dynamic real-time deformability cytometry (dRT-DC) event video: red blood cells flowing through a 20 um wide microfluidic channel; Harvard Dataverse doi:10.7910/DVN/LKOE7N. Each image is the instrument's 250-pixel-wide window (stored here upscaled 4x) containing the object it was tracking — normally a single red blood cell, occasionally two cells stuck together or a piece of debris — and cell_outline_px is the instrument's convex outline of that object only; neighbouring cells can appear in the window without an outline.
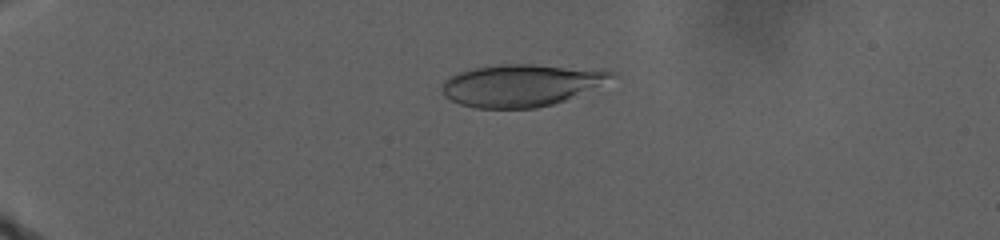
{"species": "human", "species_latin": "Homo sapiens", "temperature_condition": "warm", "stored_images_in_passage": 84, "camera_frame_rate_fps": 3000, "um_per_image_px": 0.085, "donor": {"sex": "male"}, "frame": {"image": 1, "passage_image": 32, "time_ms": 10.333, "image_size_px": [1000, 240], "cell_outline_px": [[616, 72], [612, 76], [564, 100], [552, 104], [536, 108], [476, 108], [460, 104], [444, 96], [440, 88], [452, 76], [460, 72], [472, 68], [504, 64], [532, 64], [604, 68]], "centroid_in_image_um": [44.26, 7.22], "position_along_channel_um": 40.7, "area_um2": 40.98}}
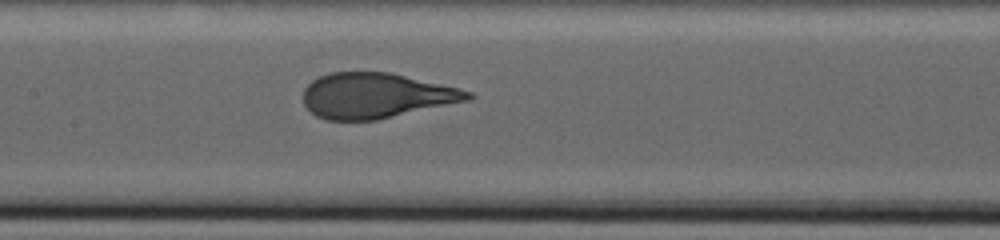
{"frame": {"image": 2, "passage_image": 64, "time_ms": 21.0, "image_size_px": [1000, 240], "cell_outline_px": [[476, 96], [468, 100], [376, 120], [328, 120], [316, 116], [304, 104], [304, 88], [312, 80], [328, 72], [392, 72], [460, 88], [472, 92]], "centroid_in_image_um": [31.97, 8.11], "position_along_channel_um": 175.4, "area_um2": 43.41}}
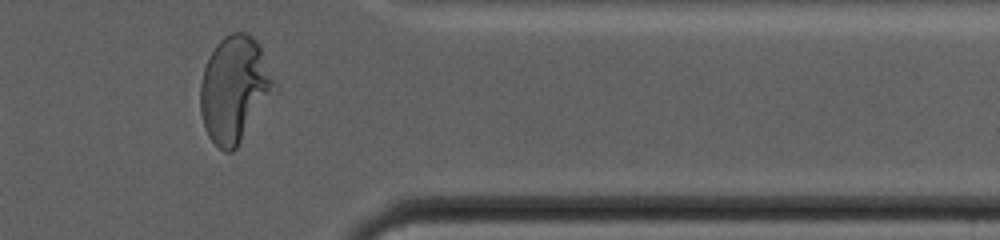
{"frame": {"image": 3, "passage_image": 83, "time_ms": 32.333, "image_size_px": [1000, 240], "cell_outline_px": [[276, 92], [236, 148], [232, 152], [224, 152], [208, 136], [204, 128], [200, 112], [200, 84], [204, 68], [208, 56], [216, 44], [224, 36], [232, 32], [244, 32], [252, 36], [260, 44], [276, 84]], "centroid_in_image_um": [19.93, 7.58], "position_along_channel_um": 391.5, "area_um2": 46.12}}